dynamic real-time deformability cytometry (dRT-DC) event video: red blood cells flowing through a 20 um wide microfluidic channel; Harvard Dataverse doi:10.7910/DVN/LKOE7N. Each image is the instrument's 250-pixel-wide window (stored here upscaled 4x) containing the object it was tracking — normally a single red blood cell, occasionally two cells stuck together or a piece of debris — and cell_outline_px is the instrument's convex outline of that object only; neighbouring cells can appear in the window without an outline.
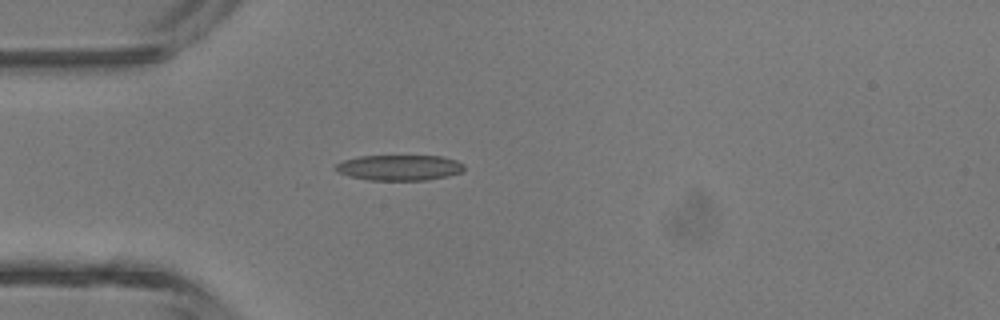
{"species": "common noctule bat (a hibernating species)", "species_latin": "Nyctalus noctula", "temperature_condition": "room temperature", "stored_images_in_passage": 5, "camera_frame_rate_fps": 3000, "um_per_image_px": 0.085, "animal": {"sex": "male", "body_mass_g": 13.3}, "frame": {"image": 1, "passage_image": 5, "time_ms": 4.667, "image_size_px": [1000, 320], "cell_outline_px": [[464, 172], [448, 176], [428, 180], [368, 180], [348, 176], [336, 172], [332, 168], [336, 164], [344, 160], [360, 156], [444, 156], [456, 160], [464, 164]], "centroid_in_image_um": [33.94, 14.25], "position_along_channel_um": 51.1, "area_um2": 19.42}}